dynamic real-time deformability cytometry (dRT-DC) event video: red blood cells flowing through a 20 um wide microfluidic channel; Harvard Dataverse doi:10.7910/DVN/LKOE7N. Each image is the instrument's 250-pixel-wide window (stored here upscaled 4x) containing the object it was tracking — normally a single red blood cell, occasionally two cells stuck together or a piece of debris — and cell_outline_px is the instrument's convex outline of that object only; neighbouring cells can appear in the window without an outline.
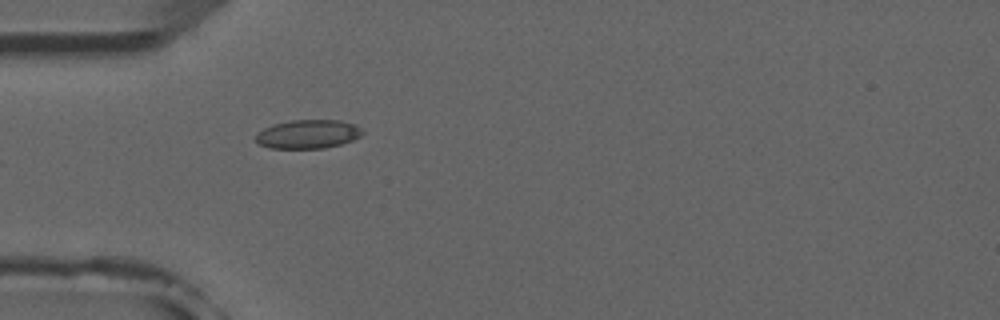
{"species": "common noctule bat (a hibernating species)", "species_latin": "Nyctalus noctula", "temperature_condition": "room temperature", "stored_images_in_passage": 5, "camera_frame_rate_fps": 3000, "um_per_image_px": 0.085, "animal": {"sex": "male", "forearm_length_mm": 52.5}, "frame": {"image": 1, "passage_image": 5, "time_ms": 4.333, "image_size_px": [1000, 320], "cell_outline_px": [[364, 132], [360, 136], [352, 140], [340, 144], [324, 148], [268, 148], [260, 144], [256, 140], [256, 132], [272, 124], [292, 120], [340, 120], [356, 124]], "centroid_in_image_um": [26.17, 11.39], "position_along_channel_um": 58.8, "area_um2": 17.92}}